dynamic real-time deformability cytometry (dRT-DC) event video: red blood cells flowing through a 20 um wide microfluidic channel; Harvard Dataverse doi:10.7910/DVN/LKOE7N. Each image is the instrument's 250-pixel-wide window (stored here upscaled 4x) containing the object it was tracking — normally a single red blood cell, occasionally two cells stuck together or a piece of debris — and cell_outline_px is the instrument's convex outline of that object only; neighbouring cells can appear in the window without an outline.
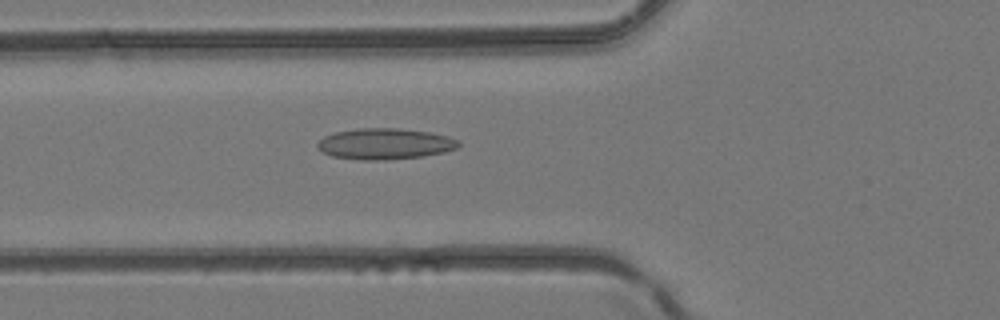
{"species": "common noctule bat (a hibernating species)", "species_latin": "Nyctalus noctula", "temperature_condition": "room temperature", "stored_images_in_passage": 43, "camera_frame_rate_fps": 3000, "um_per_image_px": 0.085, "animal": {"sex": "female", "body_mass_g": 24.6, "forearm_length_mm": 56.2}, "frame": {"image": 1, "passage_image": 16, "time_ms": 5.0, "image_size_px": [1000, 320], "cell_outline_px": [[460, 144], [456, 148], [444, 152], [424, 156], [384, 160], [360, 160], [332, 156], [324, 152], [316, 144], [324, 136], [336, 132], [360, 128], [396, 128], [428, 132], [448, 136], [460, 140]], "centroid_in_image_um": [32.74, 12.23], "position_along_channel_um": 93.1, "area_um2": 25.37}}
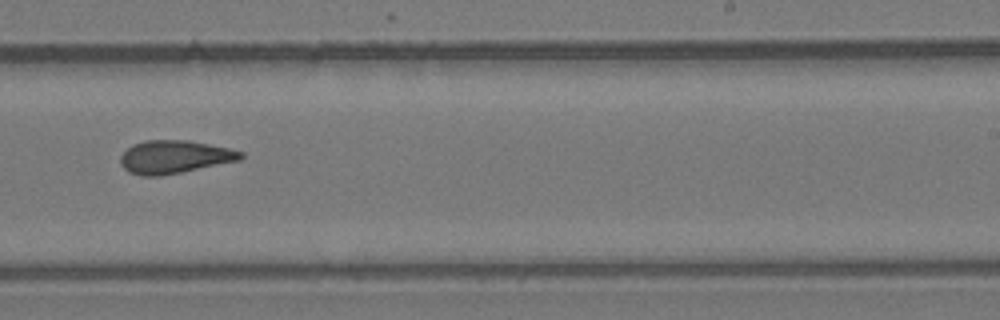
{"frame": {"image": 2, "passage_image": 27, "time_ms": 8.667, "image_size_px": [1000, 320], "cell_outline_px": [[244, 156], [240, 160], [160, 176], [140, 176], [128, 172], [120, 164], [120, 156], [132, 144], [144, 140], [188, 140], [228, 148], [244, 152]], "centroid_in_image_um": [14.8, 13.33], "position_along_channel_um": 274.2, "area_um2": 23.12}}
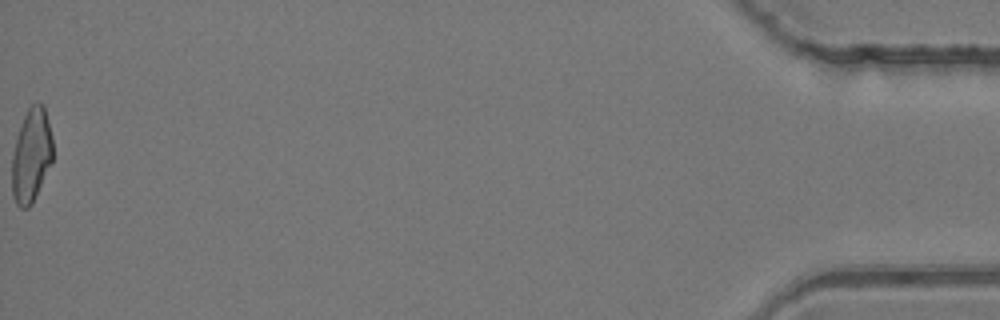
{"frame": {"image": 3, "passage_image": 43, "time_ms": 14.0, "image_size_px": [1000, 320], "cell_outline_px": [[52, 164], [32, 204], [28, 208], [20, 208], [16, 204], [12, 196], [12, 156], [16, 140], [24, 116], [28, 108], [36, 100], [44, 104], [52, 136]], "centroid_in_image_um": [2.67, 13.22], "position_along_channel_um": 432.5, "area_um2": 22.54}}